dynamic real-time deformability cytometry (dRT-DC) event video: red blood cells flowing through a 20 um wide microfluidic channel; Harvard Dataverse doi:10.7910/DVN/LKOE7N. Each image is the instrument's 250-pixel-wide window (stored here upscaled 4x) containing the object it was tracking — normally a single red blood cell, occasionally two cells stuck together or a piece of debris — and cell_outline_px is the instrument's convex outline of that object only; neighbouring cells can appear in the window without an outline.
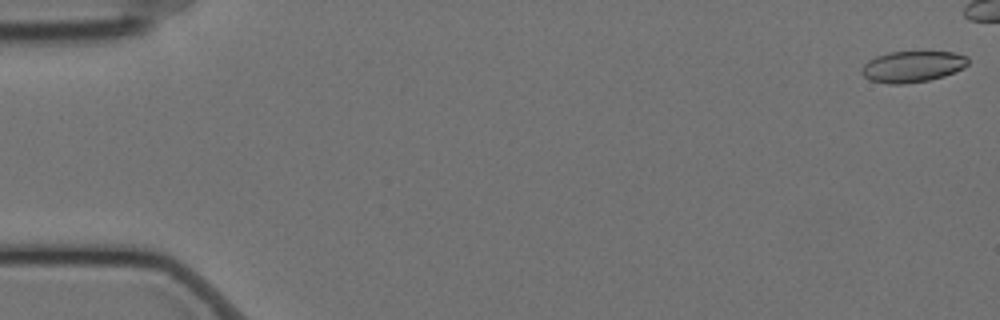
{"species": "Egyptian fruit bat (a non-hibernating species)", "species_latin": "Rousettus aegyptiacus", "temperature_condition": "cold", "stored_images_in_passage": 47, "camera_frame_rate_fps": 3000, "um_per_image_px": 0.085, "animal": {"sex": "female"}, "frame": {"image": 1, "passage_image": 1, "time_ms": 0.0, "image_size_px": [1000, 320], "cell_outline_px": [[968, 64], [964, 68], [944, 76], [928, 80], [904, 84], [888, 84], [868, 80], [860, 72], [860, 68], [868, 60], [876, 56], [888, 52], [956, 52], [968, 56]], "centroid_in_image_um": [77.54, 5.66], "position_along_channel_um": 7.5, "area_um2": 19.54}}
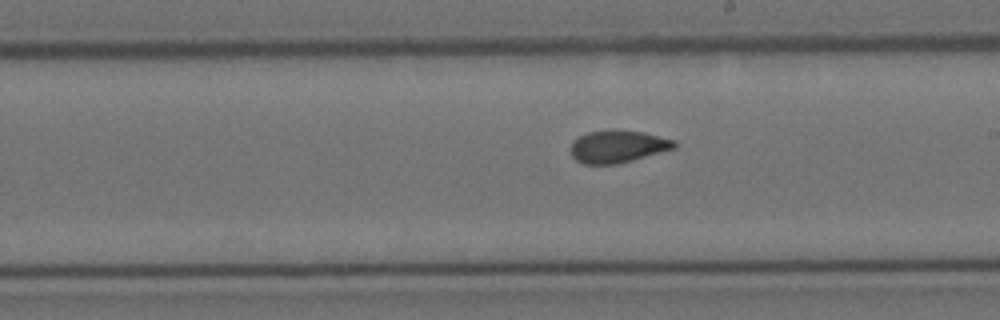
{"frame": {"image": 2, "passage_image": 33, "time_ms": 10.667, "image_size_px": [1000, 320], "cell_outline_px": [[676, 148], [632, 160], [616, 164], [584, 164], [576, 160], [572, 156], [568, 148], [580, 136], [588, 132], [644, 132], [676, 140]], "centroid_in_image_um": [52.52, 12.49], "position_along_channel_um": 236.5, "area_um2": 19.02}}
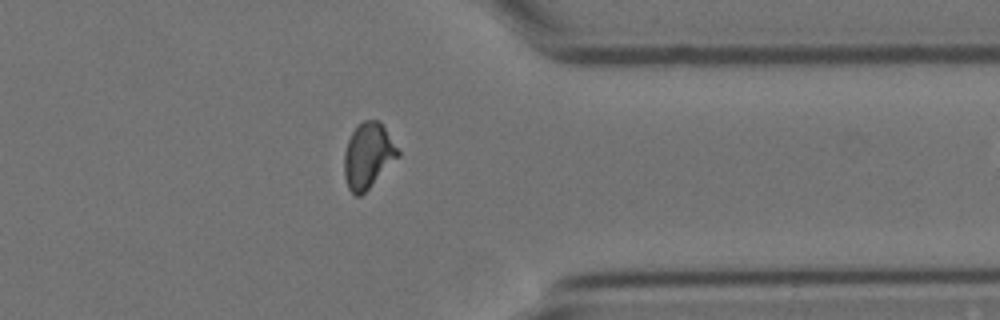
{"frame": {"image": 3, "passage_image": 46, "time_ms": 15.0, "image_size_px": [1000, 320], "cell_outline_px": [[400, 156], [360, 196], [356, 196], [348, 188], [344, 176], [344, 152], [348, 140], [352, 132], [364, 120], [380, 120], [400, 152]], "centroid_in_image_um": [31.28, 13.22], "position_along_channel_um": 380.1, "area_um2": 20.29}}